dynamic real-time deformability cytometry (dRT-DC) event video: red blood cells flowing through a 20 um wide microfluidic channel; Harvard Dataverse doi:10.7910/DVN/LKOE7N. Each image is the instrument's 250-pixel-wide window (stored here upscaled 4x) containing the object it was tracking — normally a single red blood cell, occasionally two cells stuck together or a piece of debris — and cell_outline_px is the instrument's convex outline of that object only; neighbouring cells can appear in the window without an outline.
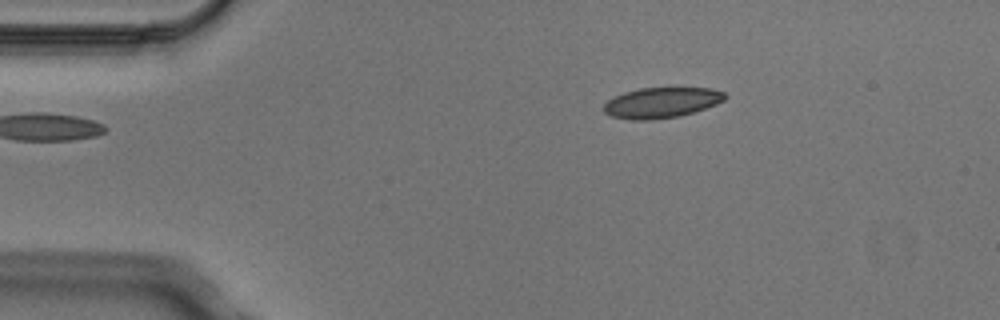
{"species": "Egyptian fruit bat (a non-hibernating species)", "species_latin": "Rousettus aegyptiacus", "temperature_condition": "cold", "stored_images_in_passage": 5, "camera_frame_rate_fps": 3000, "um_per_image_px": 0.085, "animal": {"sex": "male"}, "frame": {"image": 1, "passage_image": 1, "time_ms": 0.0, "image_size_px": [1000, 320], "cell_outline_px": [[728, 96], [724, 100], [716, 104], [680, 116], [652, 120], [632, 120], [612, 116], [604, 112], [604, 104], [608, 100], [624, 92], [640, 88], [668, 84], [712, 88], [724, 92]], "centroid_in_image_um": [56.28, 8.66], "position_along_channel_um": 28.7, "area_um2": 22.48}}
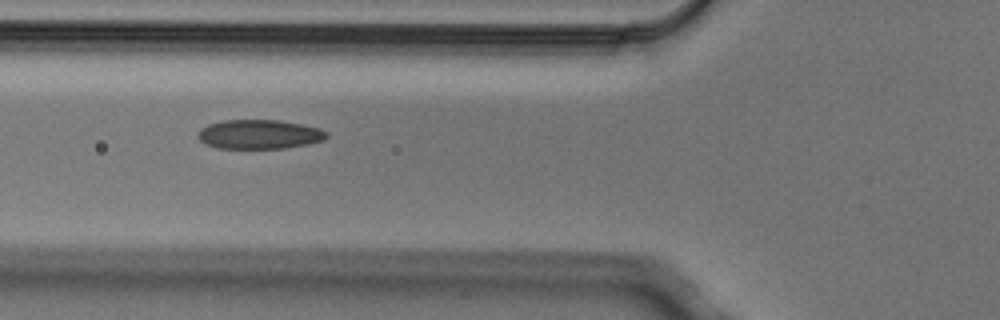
{"frame": {"image": 2, "passage_image": 4, "time_ms": 1.0, "image_size_px": [1000, 320], "cell_outline_px": [[328, 136], [324, 140], [308, 144], [284, 148], [216, 148], [204, 144], [196, 136], [196, 132], [200, 128], [208, 124], [224, 120], [280, 120], [320, 128], [328, 132]], "centroid_in_image_um": [22.01, 11.41], "position_along_channel_um": 103.8, "area_um2": 22.14}}
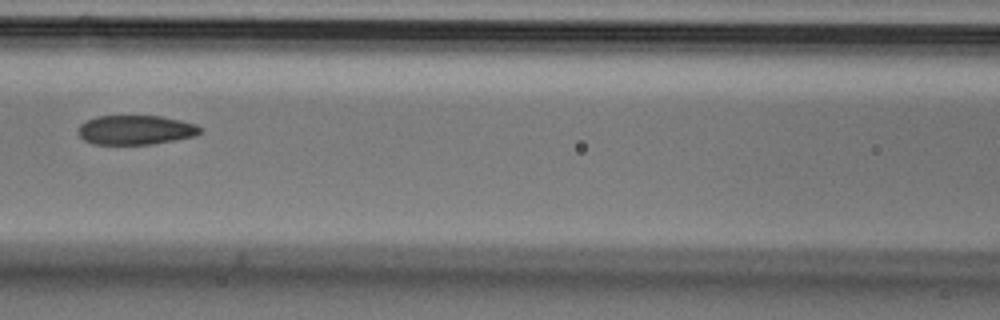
{"frame": {"image": 3, "passage_image": 5, "time_ms": 1.333, "image_size_px": [1000, 320], "cell_outline_px": [[200, 132], [196, 136], [176, 140], [152, 144], [92, 144], [84, 140], [76, 132], [80, 124], [96, 116], [160, 116], [180, 120], [196, 124], [200, 128]], "centroid_in_image_um": [11.51, 11.05], "position_along_channel_um": 155.1, "area_um2": 20.92}}